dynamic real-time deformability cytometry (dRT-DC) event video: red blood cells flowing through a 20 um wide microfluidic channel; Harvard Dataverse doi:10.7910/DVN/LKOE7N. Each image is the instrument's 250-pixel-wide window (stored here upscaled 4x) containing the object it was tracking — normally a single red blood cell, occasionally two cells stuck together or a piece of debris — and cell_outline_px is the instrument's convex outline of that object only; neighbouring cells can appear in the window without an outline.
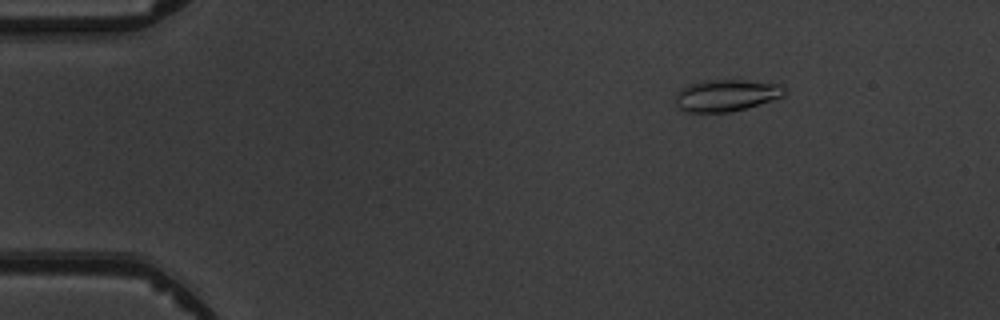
{"species": "common noctule bat (a hibernating species)", "species_latin": "Nyctalus noctula", "temperature_condition": "warm", "stored_images_in_passage": 5, "camera_frame_rate_fps": 3000, "um_per_image_px": 0.085, "animal": {"sex": "male", "body_mass_g": 19.5, "forearm_length_mm": 54.6}, "frame": {"image": 1, "passage_image": 2, "time_ms": 1.333, "image_size_px": [1000, 320], "cell_outline_px": [[788, 92], [784, 96], [744, 108], [728, 112], [688, 112], [680, 108], [676, 104], [676, 92], [680, 88], [688, 84], [704, 80], [744, 80], [784, 84]], "centroid_in_image_um": [61.75, 8.08], "position_along_channel_um": 23.2, "area_um2": 20.29}}